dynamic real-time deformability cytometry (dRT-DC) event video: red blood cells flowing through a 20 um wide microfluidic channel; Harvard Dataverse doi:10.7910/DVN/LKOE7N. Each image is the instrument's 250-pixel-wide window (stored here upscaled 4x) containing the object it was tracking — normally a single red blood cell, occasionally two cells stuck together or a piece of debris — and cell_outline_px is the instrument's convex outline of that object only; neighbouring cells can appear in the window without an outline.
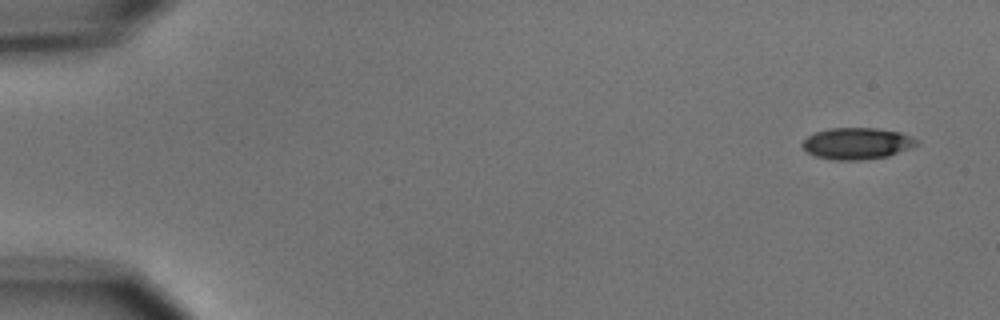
{"species": "common noctule bat (a hibernating species)", "species_latin": "Nyctalus noctula", "temperature_condition": "cold", "stored_images_in_passage": 5, "camera_frame_rate_fps": 3000, "um_per_image_px": 0.085, "animal": {"sex": "male", "body_mass_g": 15.6}, "frame": {"image": 1, "passage_image": 1, "time_ms": 0.0, "image_size_px": [1000, 320], "cell_outline_px": [[916, 144], [908, 148], [888, 156], [860, 160], [832, 160], [816, 156], [808, 152], [800, 144], [808, 136], [816, 132], [828, 128], [876, 128], [900, 132], [912, 136], [916, 140]], "centroid_in_image_um": [72.8, 12.19], "position_along_channel_um": 12.2, "area_um2": 20.81}}
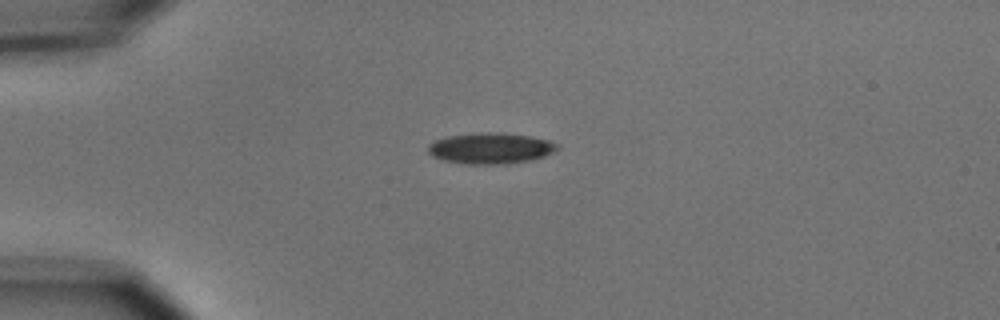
{"frame": {"image": 2, "passage_image": 4, "time_ms": 3.667, "image_size_px": [1000, 320], "cell_outline_px": [[560, 148], [544, 156], [528, 160], [508, 164], [464, 164], [444, 160], [432, 156], [428, 152], [428, 144], [436, 140], [448, 136], [480, 132], [496, 132], [528, 136], [548, 140], [560, 144]], "centroid_in_image_um": [41.69, 12.6], "position_along_channel_um": 43.3, "area_um2": 23.29}}